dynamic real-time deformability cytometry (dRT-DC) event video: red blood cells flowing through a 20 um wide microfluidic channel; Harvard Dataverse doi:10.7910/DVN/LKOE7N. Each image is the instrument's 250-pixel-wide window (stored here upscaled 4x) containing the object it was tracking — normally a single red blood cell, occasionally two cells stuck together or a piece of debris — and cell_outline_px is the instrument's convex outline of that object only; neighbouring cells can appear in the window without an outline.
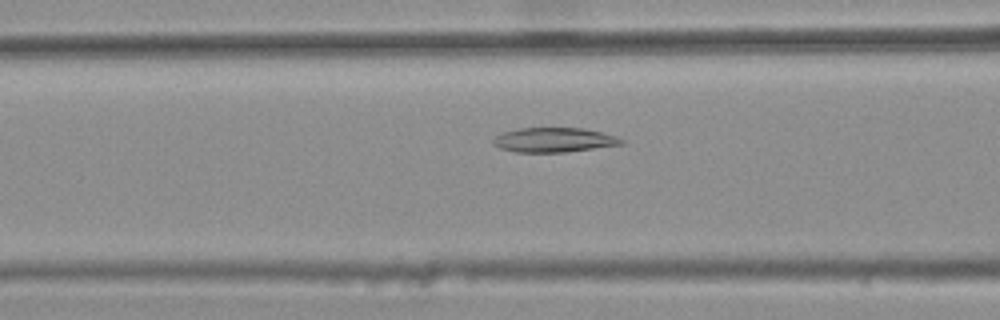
{"species": "common noctule bat (a hibernating species)", "species_latin": "Nyctalus noctula", "temperature_condition": "warm", "stored_images_in_passage": 38, "camera_frame_rate_fps": 3000, "um_per_image_px": 0.085, "animal": {"sex": "female", "body_mass_g": 25.1}, "frame": {"image": 1, "passage_image": 10, "time_ms": 3.0, "image_size_px": [1000, 320], "cell_outline_px": [[624, 144], [564, 152], [516, 152], [500, 148], [492, 144], [492, 140], [500, 132], [520, 128], [584, 128], [616, 136], [624, 140]], "centroid_in_image_um": [47.05, 11.89], "position_along_channel_um": 119.5, "area_um2": 18.32}}
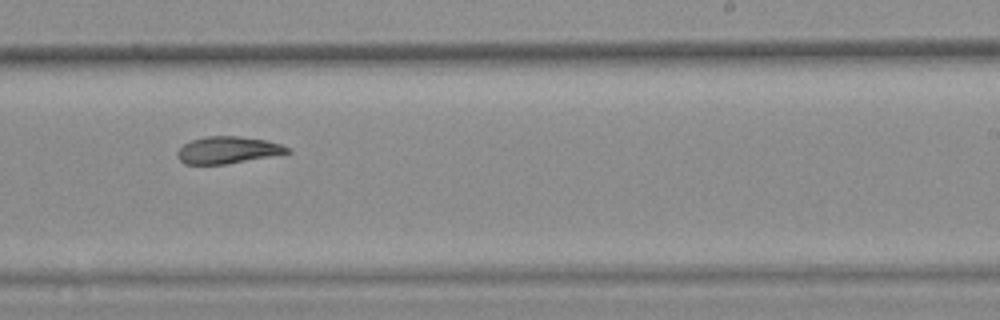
{"frame": {"image": 2, "passage_image": 22, "time_ms": 7.0, "image_size_px": [1000, 320], "cell_outline_px": [[292, 152], [224, 164], [184, 164], [176, 156], [176, 152], [184, 144], [192, 140], [204, 136], [240, 136], [268, 140], [292, 148]], "centroid_in_image_um": [19.36, 12.74], "position_along_channel_um": 269.6, "area_um2": 17.28}}
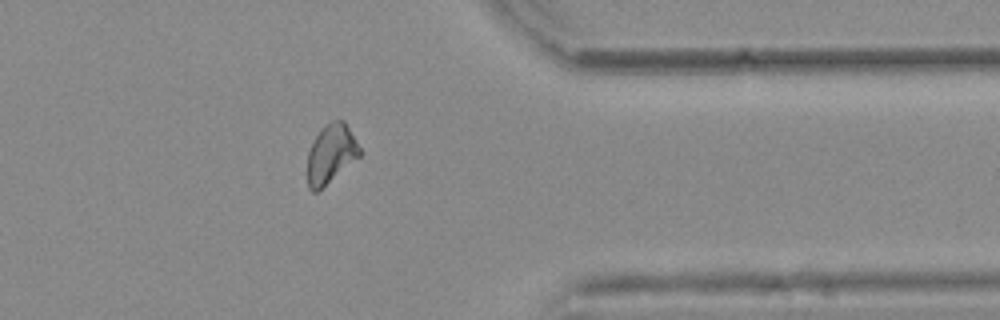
{"frame": {"image": 3, "passage_image": 32, "time_ms": 10.333, "image_size_px": [1000, 320], "cell_outline_px": [[364, 152], [360, 156], [316, 192], [312, 192], [308, 188], [308, 152], [320, 128], [324, 124], [332, 120], [344, 120]], "centroid_in_image_um": [28.15, 13.04], "position_along_channel_um": 383.2, "area_um2": 17.92}, "authors_computed_cell_mechanics": {"area_um2": 18.3515, "velocity_mm_per_s": 3.7674, "shape_relaxation_time_tau1_ms": null, "shape_relaxation_time_tau2_ms": 5.1208, "deformation_change_tau1": null, "deformation_change_tau2": 0.1085}}